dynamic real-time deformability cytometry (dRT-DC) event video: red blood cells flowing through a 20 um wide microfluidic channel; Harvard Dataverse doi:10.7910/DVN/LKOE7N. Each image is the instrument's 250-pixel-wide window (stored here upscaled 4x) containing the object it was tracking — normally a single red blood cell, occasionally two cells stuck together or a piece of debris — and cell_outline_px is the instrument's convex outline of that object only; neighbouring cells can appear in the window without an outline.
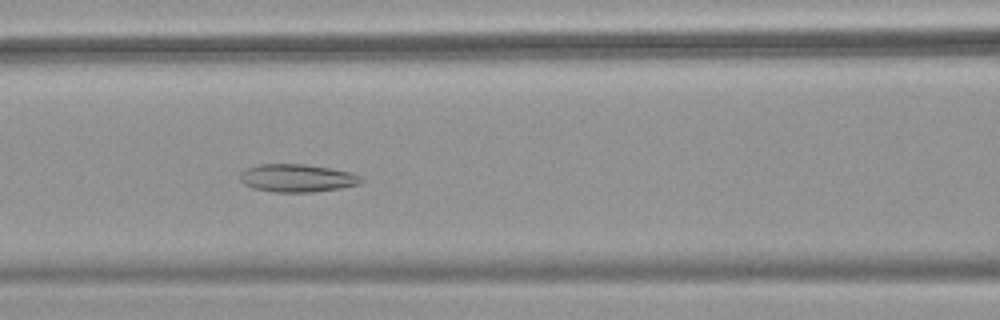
{"species": "common noctule bat (a hibernating species)", "species_latin": "Nyctalus noctula", "temperature_condition": "warm", "stored_images_in_passage": 53, "camera_frame_rate_fps": 3000, "um_per_image_px": 0.085, "animal": {"sex": "female", "body_mass_g": 18.4}, "frame": {"image": 1, "passage_image": 23, "time_ms": 7.333, "image_size_px": [1000, 320], "cell_outline_px": [[364, 180], [360, 184], [340, 188], [312, 192], [272, 192], [252, 188], [244, 184], [240, 180], [240, 172], [244, 168], [260, 164], [304, 164], [332, 168], [352, 172], [360, 176]], "centroid_in_image_um": [25.24, 15.13], "position_along_channel_um": 141.4, "area_um2": 19.94}}
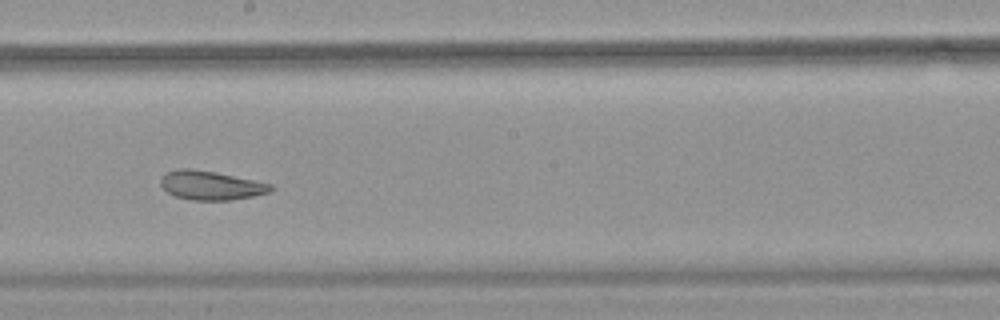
{"frame": {"image": 2, "passage_image": 30, "time_ms": 9.667, "image_size_px": [1000, 320], "cell_outline_px": [[276, 188], [268, 192], [252, 196], [228, 200], [192, 200], [176, 196], [168, 192], [160, 184], [160, 180], [168, 172], [176, 168], [192, 168], [216, 172], [272, 184]], "centroid_in_image_um": [17.93, 15.75], "position_along_channel_um": 230.3, "area_um2": 18.44}}
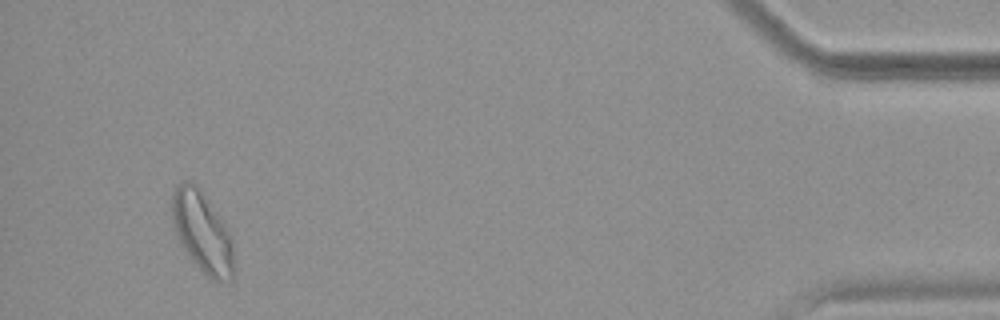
{"frame": {"image": 3, "passage_image": 50, "time_ms": 16.333, "image_size_px": [1000, 320], "cell_outline_px": [[232, 280], [212, 280], [188, 256], [176, 232], [172, 220], [172, 192], [176, 184], [184, 180], [188, 180], [196, 184], [232, 236]], "centroid_in_image_um": [17.16, 19.68], "position_along_channel_um": 418.0, "area_um2": 28.32}, "authors_computed_cell_mechanics": {"area_um2": 24.3916, "velocity_mm_per_s": 3.834, "shape_relaxation_time_tau1_ms": null, "shape_relaxation_time_tau2_ms": 3.3192, "deformation_change_tau1": null, "deformation_change_tau2": 0.1116}}